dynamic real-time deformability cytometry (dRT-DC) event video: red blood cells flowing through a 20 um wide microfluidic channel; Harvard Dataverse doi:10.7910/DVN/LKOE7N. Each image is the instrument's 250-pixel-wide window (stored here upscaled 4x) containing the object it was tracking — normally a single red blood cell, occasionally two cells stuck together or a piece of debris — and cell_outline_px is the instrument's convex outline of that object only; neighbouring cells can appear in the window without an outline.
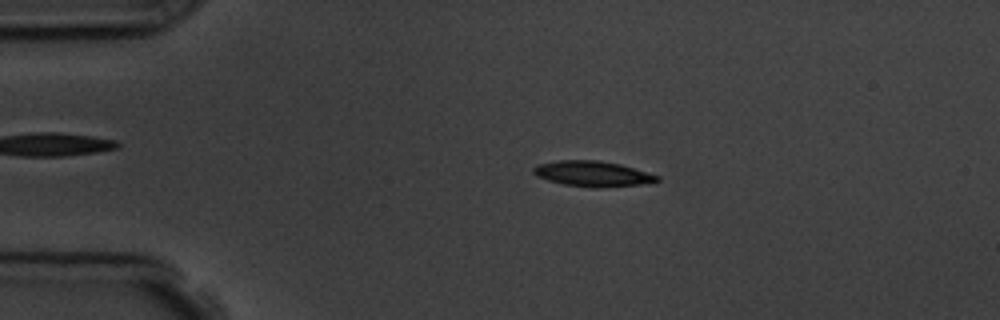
{"species": "common noctule bat (a hibernating species)", "species_latin": "Nyctalus noctula", "temperature_condition": "room temperature", "stored_images_in_passage": 3, "camera_frame_rate_fps": 3000, "um_per_image_px": 0.085, "animal": {"sex": "male", "body_mass_g": 19.5, "forearm_length_mm": 54.6}, "frame": {"image": 1, "passage_image": 2, "time_ms": 1.0, "image_size_px": [1000, 320], "cell_outline_px": [[660, 180], [640, 184], [564, 184], [548, 180], [536, 176], [532, 172], [532, 168], [536, 164], [556, 160], [600, 160], [620, 164], [660, 176]], "centroid_in_image_um": [50.28, 14.69], "position_along_channel_um": 34.7, "area_um2": 17.22}}